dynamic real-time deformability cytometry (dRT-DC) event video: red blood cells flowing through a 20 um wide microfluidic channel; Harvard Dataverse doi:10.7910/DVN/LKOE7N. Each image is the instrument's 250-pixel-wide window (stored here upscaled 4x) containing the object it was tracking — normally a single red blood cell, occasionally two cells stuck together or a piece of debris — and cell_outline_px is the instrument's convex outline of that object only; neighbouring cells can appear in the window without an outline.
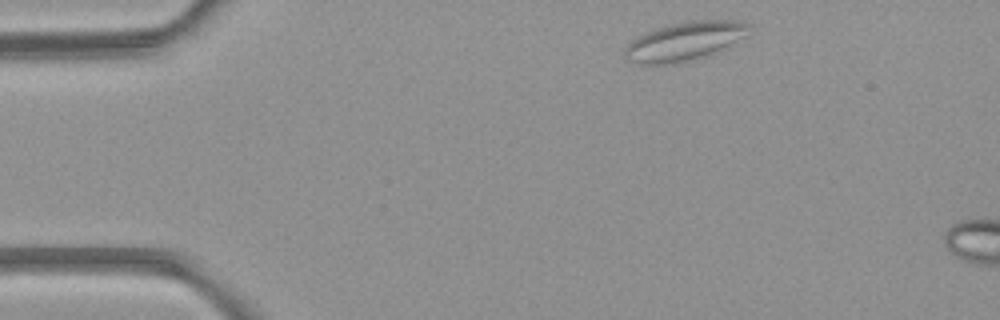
{"species": "common noctule bat (a hibernating species)", "species_latin": "Nyctalus noctula", "temperature_condition": "room temperature", "stored_images_in_passage": 3, "camera_frame_rate_fps": 3000, "um_per_image_px": 0.085, "animal": {"sex": "female", "body_mass_g": 21.9}, "frame": {"image": 1, "passage_image": 1, "time_ms": 0.0, "image_size_px": [1000, 320], "cell_outline_px": [[752, 24], [744, 36], [728, 48], [720, 52], [692, 60], [676, 64], [652, 68], [632, 64], [628, 60], [624, 52], [624, 48], [632, 40], [656, 28], [668, 24], [684, 20], [740, 20]], "centroid_in_image_um": [58.17, 3.55], "position_along_channel_um": 26.8, "area_um2": 29.13}}